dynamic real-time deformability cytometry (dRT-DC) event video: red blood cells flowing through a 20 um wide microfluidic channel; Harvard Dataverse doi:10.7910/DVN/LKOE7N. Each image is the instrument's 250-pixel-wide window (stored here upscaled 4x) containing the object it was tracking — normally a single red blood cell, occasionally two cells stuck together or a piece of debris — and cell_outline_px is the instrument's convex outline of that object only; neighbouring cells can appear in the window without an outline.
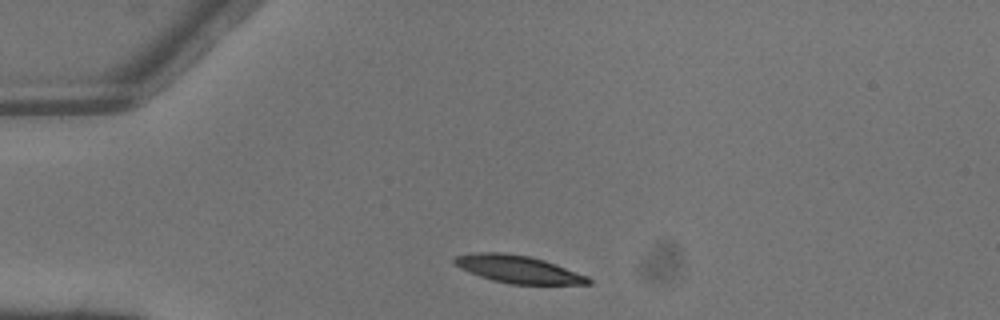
{"species": "common noctule bat (a hibernating species)", "species_latin": "Nyctalus noctula", "temperature_condition": "warm", "stored_images_in_passage": 2, "camera_frame_rate_fps": 3000, "um_per_image_px": 0.085, "animal": {"sex": "male", "body_mass_g": 13.3}, "frame": {"image": 1, "passage_image": 1, "time_ms": 0.0, "image_size_px": [1000, 320], "cell_outline_px": [[592, 284], [512, 284], [492, 280], [480, 276], [460, 268], [452, 264], [452, 260], [456, 256], [476, 252], [500, 252], [528, 256], [544, 260], [556, 264], [588, 276], [592, 280]], "centroid_in_image_um": [44.04, 22.88], "position_along_channel_um": 41.0, "area_um2": 21.44}}